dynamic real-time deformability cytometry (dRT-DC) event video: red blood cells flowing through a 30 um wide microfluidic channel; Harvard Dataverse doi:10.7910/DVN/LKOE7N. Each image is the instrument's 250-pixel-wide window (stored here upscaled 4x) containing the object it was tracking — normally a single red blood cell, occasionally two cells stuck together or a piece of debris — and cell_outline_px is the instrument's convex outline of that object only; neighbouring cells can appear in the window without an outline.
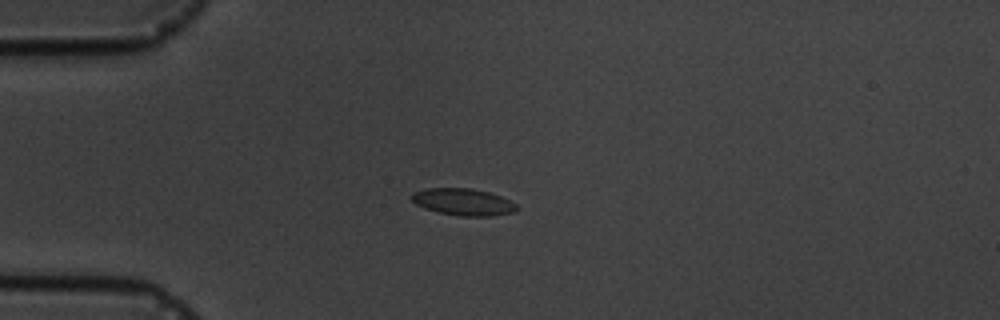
{"species": "common noctule bat (a hibernating species)", "species_latin": "Nyctalus noctula", "temperature_condition": "cold", "stored_images_in_passage": 10, "camera_frame_rate_fps": 3000, "um_per_image_px": 0.085, "animal": {"sex": "male", "body_mass_g": 19.5, "forearm_length_mm": 54.6}, "frame": {"image": 1, "passage_image": 4, "time_ms": 3.667, "image_size_px": [1000, 320], "cell_outline_px": [[520, 208], [516, 212], [492, 216], [460, 216], [440, 212], [424, 208], [416, 204], [412, 200], [412, 192], [424, 188], [472, 188], [488, 192], [500, 196], [516, 204]], "centroid_in_image_um": [39.39, 17.16], "position_along_channel_um": 45.6, "area_um2": 16.53}}
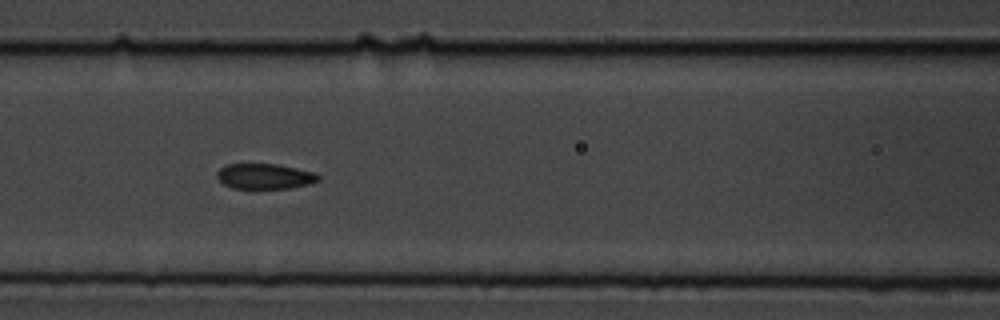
{"frame": {"image": 2, "passage_image": 7, "time_ms": 7.0, "image_size_px": [1000, 320], "cell_outline_px": [[320, 180], [308, 184], [292, 188], [232, 188], [224, 184], [216, 176], [216, 172], [220, 168], [228, 164], [276, 164], [316, 172], [320, 176]], "centroid_in_image_um": [22.52, 14.98], "position_along_channel_um": 144.1, "area_um2": 14.97}}
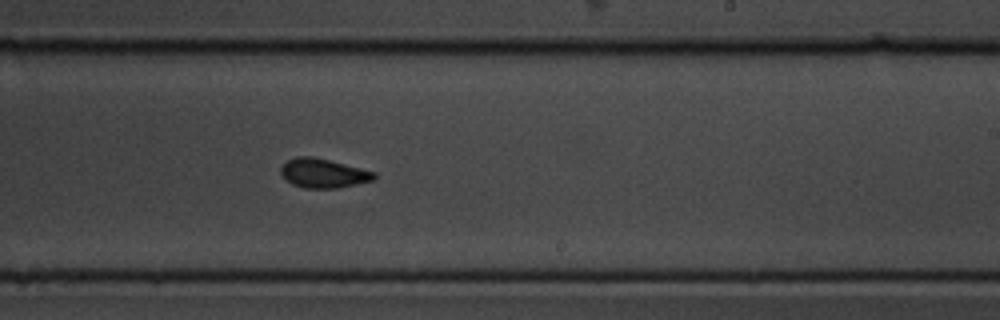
{"frame": {"image": 3, "passage_image": 10, "time_ms": 10.333, "image_size_px": [1000, 320], "cell_outline_px": [[376, 180], [340, 188], [304, 188], [292, 184], [280, 172], [280, 168], [288, 160], [296, 156], [312, 156], [376, 172]], "centroid_in_image_um": [27.51, 14.73], "position_along_channel_um": 261.5, "area_um2": 15.84}}